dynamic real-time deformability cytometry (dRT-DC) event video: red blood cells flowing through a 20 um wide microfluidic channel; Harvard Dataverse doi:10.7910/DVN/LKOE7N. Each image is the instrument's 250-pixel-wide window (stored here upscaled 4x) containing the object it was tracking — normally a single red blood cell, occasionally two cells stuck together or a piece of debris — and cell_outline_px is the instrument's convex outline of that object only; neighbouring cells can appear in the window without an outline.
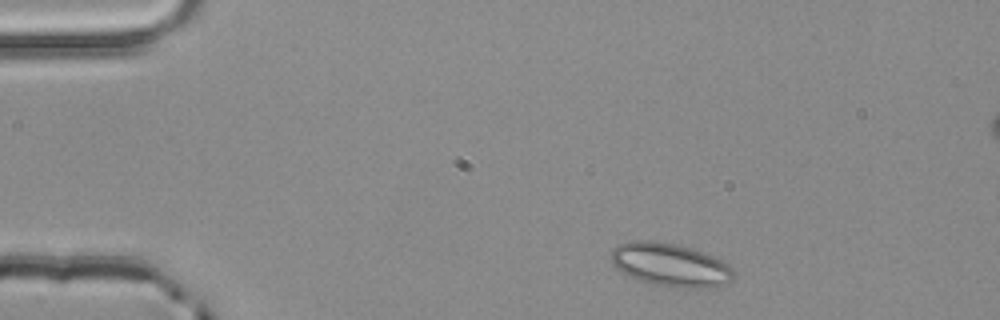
{"species": "common noctule bat (a hibernating species)", "species_latin": "Nyctalus noctula", "temperature_condition": "room temperature", "stored_images_in_passage": 3, "camera_frame_rate_fps": 3000, "um_per_image_px": 0.085, "animal": {"sex": "male", "body_mass_g": 20.4}, "frame": {"image": 1, "passage_image": 1, "time_ms": 0.0, "image_size_px": [1000, 320], "cell_outline_px": [[736, 276], [728, 284], [716, 288], [672, 288], [640, 280], [616, 268], [612, 264], [612, 248], [616, 244], [632, 240], [648, 240], [676, 244], [692, 248], [704, 252], [728, 264], [732, 268]], "centroid_in_image_um": [57.03, 22.52], "position_along_channel_um": 28.0, "area_um2": 31.21}}